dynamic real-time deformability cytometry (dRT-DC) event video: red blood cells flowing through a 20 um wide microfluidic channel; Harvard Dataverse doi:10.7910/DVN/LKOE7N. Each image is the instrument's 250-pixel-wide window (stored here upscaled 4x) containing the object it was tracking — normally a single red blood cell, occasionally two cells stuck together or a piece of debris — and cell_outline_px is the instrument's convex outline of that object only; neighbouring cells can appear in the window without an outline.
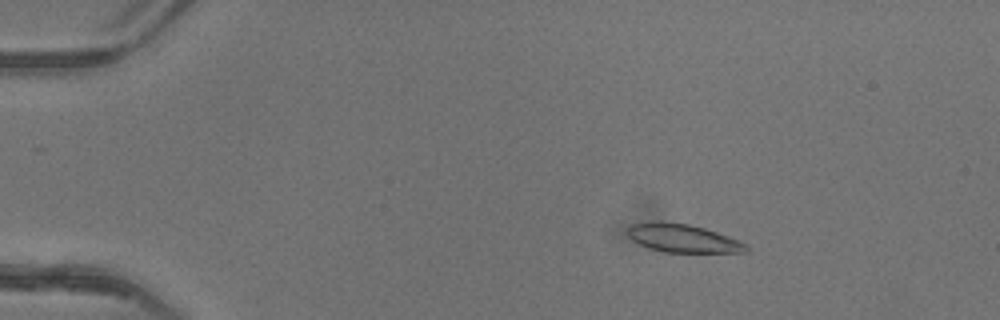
{"species": "common noctule bat (a hibernating species)", "species_latin": "Nyctalus noctula", "temperature_condition": "warm", "stored_images_in_passage": 20, "camera_frame_rate_fps": 3000, "um_per_image_px": 0.085, "animal": {"sex": "female"}, "frame": {"image": 1, "passage_image": 9, "time_ms": 2.667, "image_size_px": [1000, 320], "cell_outline_px": [[748, 252], [664, 252], [648, 248], [632, 240], [628, 236], [628, 228], [632, 224], [652, 220], [664, 220], [688, 224], [704, 228], [740, 240], [748, 244]], "centroid_in_image_um": [58.02, 20.23], "position_along_channel_um": 27.0, "area_um2": 19.77}}
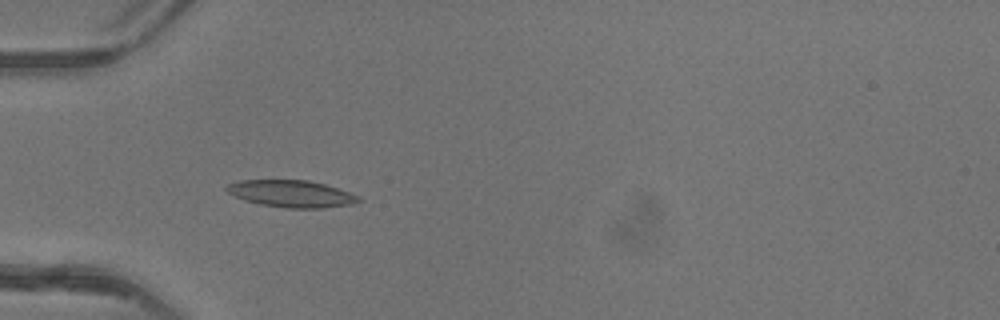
{"frame": {"image": 2, "passage_image": 17, "time_ms": 5.333, "image_size_px": [1000, 320], "cell_outline_px": [[360, 200], [352, 204], [324, 208], [284, 208], [260, 204], [244, 200], [228, 192], [224, 188], [228, 184], [240, 180], [308, 180], [324, 184], [360, 196]], "centroid_in_image_um": [24.75, 16.47], "position_along_channel_um": 60.2, "area_um2": 20.63}}